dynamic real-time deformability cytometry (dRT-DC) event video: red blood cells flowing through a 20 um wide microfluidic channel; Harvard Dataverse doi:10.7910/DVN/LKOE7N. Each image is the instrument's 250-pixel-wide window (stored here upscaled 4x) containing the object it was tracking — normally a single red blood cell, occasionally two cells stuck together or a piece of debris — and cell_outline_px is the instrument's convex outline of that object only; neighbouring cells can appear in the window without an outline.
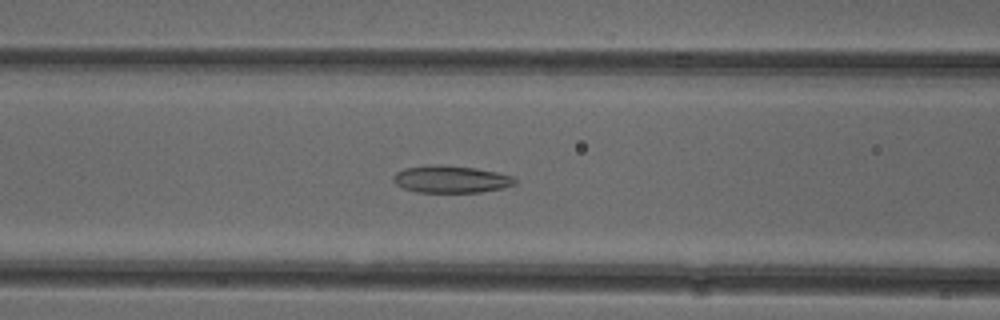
{"species": "common noctule bat (a hibernating species)", "species_latin": "Nyctalus noctula", "temperature_condition": "cold", "stored_images_in_passage": 52, "camera_frame_rate_fps": 3000, "um_per_image_px": 0.085, "animal": {"sex": "female"}, "frame": {"image": 1, "passage_image": 21, "time_ms": 6.667, "image_size_px": [1000, 320], "cell_outline_px": [[516, 184], [504, 188], [480, 192], [416, 192], [404, 188], [396, 184], [392, 180], [392, 176], [396, 172], [404, 168], [428, 164], [444, 164], [476, 168], [496, 172], [512, 176], [516, 180]], "centroid_in_image_um": [38.3, 15.22], "position_along_channel_um": 128.3, "area_um2": 19.54}}
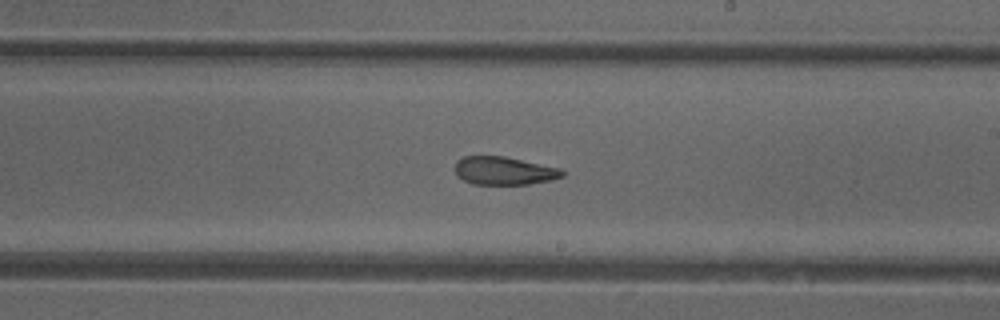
{"frame": {"image": 2, "passage_image": 30, "time_ms": 9.667, "image_size_px": [1000, 320], "cell_outline_px": [[564, 176], [552, 180], [528, 184], [472, 184], [456, 176], [456, 160], [464, 156], [504, 156], [560, 168], [564, 172]], "centroid_in_image_um": [42.84, 14.51], "position_along_channel_um": 246.2, "area_um2": 17.57}}
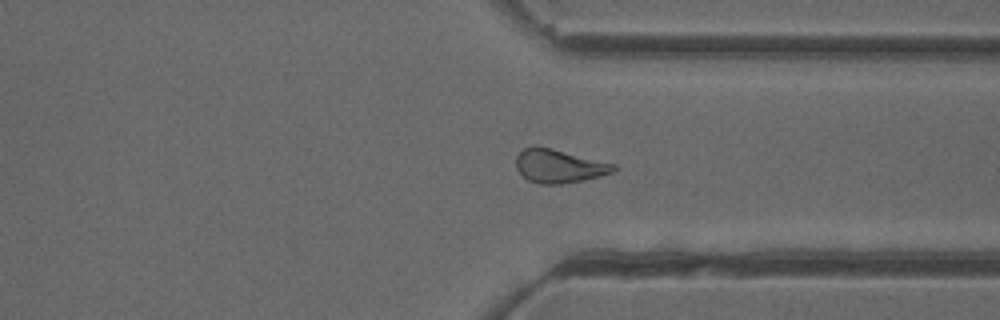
{"frame": {"image": 3, "passage_image": 39, "time_ms": 12.667, "image_size_px": [1000, 320], "cell_outline_px": [[616, 168], [612, 172], [600, 176], [584, 180], [560, 184], [540, 184], [528, 180], [516, 168], [516, 156], [524, 148], [536, 144], [616, 164]], "centroid_in_image_um": [47.5, 14.1], "position_along_channel_um": 363.9, "area_um2": 19.13}, "authors_computed_cell_mechanics": {"area_um2": 19.941, "velocity_mm_per_s": 3.9355, "shape_relaxation_time_tau1_ms": null, "shape_relaxation_time_tau2_ms": 3.2303, "deformation_change_tau1": null, "deformation_change_tau2": 0.1116}}